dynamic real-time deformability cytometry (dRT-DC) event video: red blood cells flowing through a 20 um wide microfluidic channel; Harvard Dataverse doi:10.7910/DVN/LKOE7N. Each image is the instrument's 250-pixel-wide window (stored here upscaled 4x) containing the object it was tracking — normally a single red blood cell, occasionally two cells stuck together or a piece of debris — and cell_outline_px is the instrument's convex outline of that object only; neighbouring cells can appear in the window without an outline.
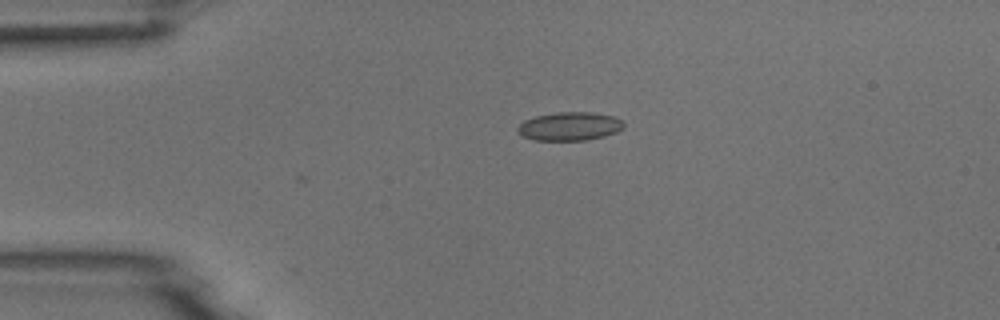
{"species": "common noctule bat (a hibernating species)", "species_latin": "Nyctalus noctula", "temperature_condition": "room temperature", "stored_images_in_passage": 4, "camera_frame_rate_fps": 3000, "um_per_image_px": 0.085, "animal": {"sex": "male", "body_mass_g": 18.8}, "frame": {"image": 1, "passage_image": 4, "time_ms": 3.667, "image_size_px": [1000, 320], "cell_outline_px": [[624, 128], [616, 132], [604, 136], [588, 140], [536, 140], [524, 136], [516, 132], [516, 128], [524, 120], [536, 116], [556, 112], [592, 112], [612, 116], [620, 120], [624, 124]], "centroid_in_image_um": [48.4, 10.73], "position_along_channel_um": 36.6, "area_um2": 17.57}}